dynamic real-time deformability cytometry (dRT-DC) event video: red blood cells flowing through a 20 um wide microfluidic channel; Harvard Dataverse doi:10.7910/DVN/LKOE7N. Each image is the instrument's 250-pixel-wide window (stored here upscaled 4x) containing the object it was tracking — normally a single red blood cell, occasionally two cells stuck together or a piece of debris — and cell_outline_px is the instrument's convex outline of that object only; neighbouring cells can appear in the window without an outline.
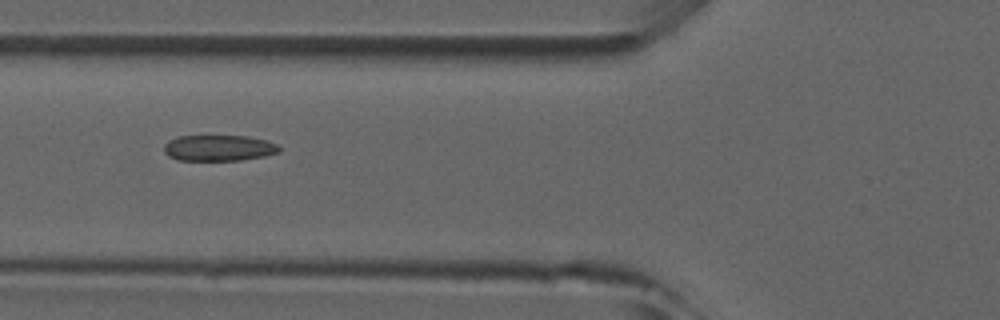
{"species": "common noctule bat (a hibernating species)", "species_latin": "Nyctalus noctula", "temperature_condition": "room temperature", "stored_images_in_passage": 6, "camera_frame_rate_fps": 3000, "um_per_image_px": 0.085, "animal": {"sex": "male", "forearm_length_mm": 52.5}, "frame": {"image": 1, "passage_image": 6, "time_ms": 5.667, "image_size_px": [1000, 320], "cell_outline_px": [[280, 152], [264, 156], [240, 160], [176, 160], [168, 156], [164, 152], [164, 144], [168, 140], [176, 136], [248, 136], [264, 140], [276, 144], [280, 148]], "centroid_in_image_um": [18.55, 12.58], "position_along_channel_um": 107.3, "area_um2": 17.46}}